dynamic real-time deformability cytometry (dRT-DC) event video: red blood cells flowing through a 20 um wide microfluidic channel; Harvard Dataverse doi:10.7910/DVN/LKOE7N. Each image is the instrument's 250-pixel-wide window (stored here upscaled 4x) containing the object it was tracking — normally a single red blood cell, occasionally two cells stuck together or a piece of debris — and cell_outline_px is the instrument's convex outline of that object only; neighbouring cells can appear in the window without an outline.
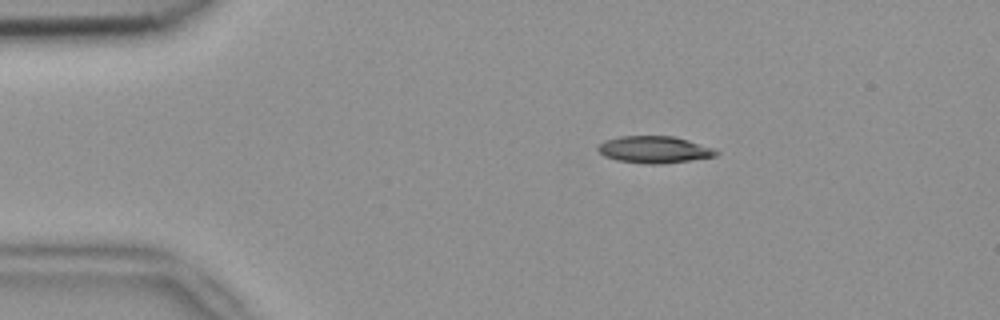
{"species": "common noctule bat (a hibernating species)", "species_latin": "Nyctalus noctula", "temperature_condition": "room temperature", "stored_images_in_passage": 7, "camera_frame_rate_fps": 3000, "um_per_image_px": 0.085, "animal": {"sex": "female", "body_mass_g": 18.4}, "frame": {"image": 1, "passage_image": 1, "time_ms": 0.0, "image_size_px": [1000, 320], "cell_outline_px": [[720, 152], [716, 156], [660, 164], [644, 164], [616, 160], [604, 156], [596, 148], [604, 140], [620, 136], [672, 136], [688, 140], [712, 148]], "centroid_in_image_um": [55.57, 12.71], "position_along_channel_um": 29.4, "area_um2": 18.44}}
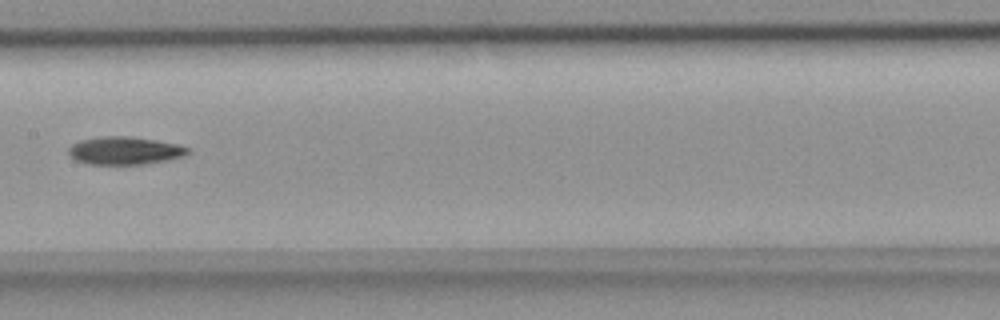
{"frame": {"image": 2, "passage_image": 6, "time_ms": 1.667, "image_size_px": [1000, 320], "cell_outline_px": [[192, 148], [184, 156], [168, 160], [144, 164], [88, 164], [76, 160], [68, 152], [68, 148], [72, 144], [80, 140], [100, 136], [128, 136], [156, 140], [180, 144]], "centroid_in_image_um": [10.63, 12.79], "position_along_channel_um": 196.8, "area_um2": 19.48}}
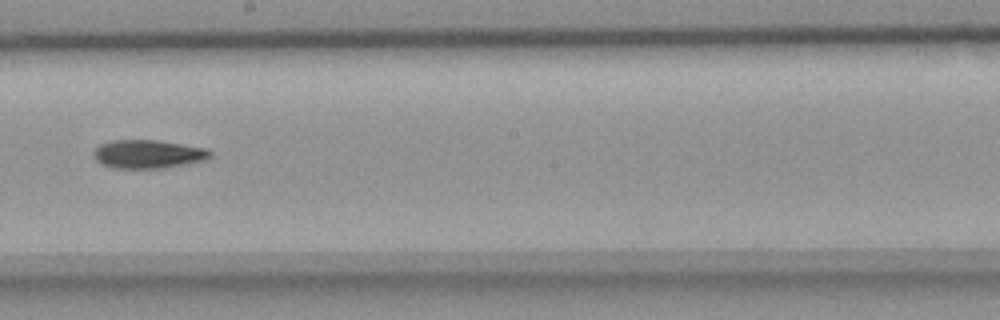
{"frame": {"image": 3, "passage_image": 7, "time_ms": 2.0, "image_size_px": [1000, 320], "cell_outline_px": [[212, 156], [204, 160], [164, 168], [112, 168], [100, 164], [92, 156], [92, 152], [100, 144], [108, 140], [156, 140], [208, 148], [212, 152]], "centroid_in_image_um": [12.55, 13.09], "position_along_channel_um": 235.7, "area_um2": 19.54}}